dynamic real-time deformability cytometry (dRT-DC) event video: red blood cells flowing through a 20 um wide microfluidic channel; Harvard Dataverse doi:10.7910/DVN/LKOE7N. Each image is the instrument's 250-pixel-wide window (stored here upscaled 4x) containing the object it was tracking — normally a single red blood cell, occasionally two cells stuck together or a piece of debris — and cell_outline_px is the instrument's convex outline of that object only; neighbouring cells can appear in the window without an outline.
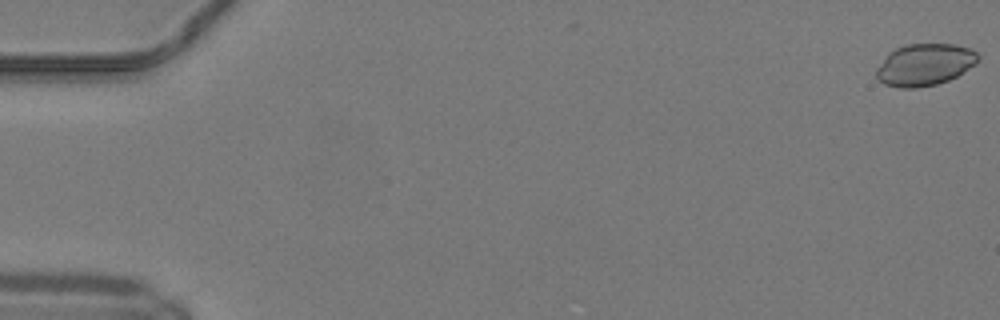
{"species": "common noctule bat (a hibernating species)", "species_latin": "Nyctalus noctula", "temperature_condition": "warm", "stored_images_in_passage": 14, "camera_frame_rate_fps": 3000, "um_per_image_px": 0.085, "animal": {"sex": "male", "body_mass_g": 19.2, "forearm_length_mm": 51.8}, "frame": {"image": 1, "passage_image": 1, "time_ms": 0.0, "image_size_px": [1000, 320], "cell_outline_px": [[980, 56], [976, 64], [956, 76], [948, 80], [936, 84], [916, 88], [900, 88], [884, 84], [876, 80], [876, 68], [888, 52], [904, 44], [952, 44], [968, 48], [976, 52]], "centroid_in_image_um": [78.56, 5.5], "position_along_channel_um": 6.4, "area_um2": 24.97}}
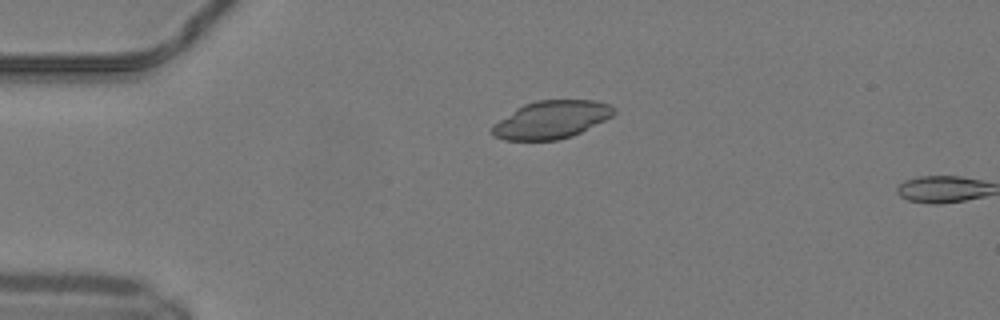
{"frame": {"image": 2, "passage_image": 13, "time_ms": 4.0, "image_size_px": [1000, 320], "cell_outline_px": [[616, 112], [612, 116], [572, 136], [556, 140], [504, 140], [488, 132], [492, 124], [516, 108], [524, 104], [536, 100], [596, 100], [608, 104], [616, 108]], "centroid_in_image_um": [46.83, 10.17], "position_along_channel_um": 38.2, "area_um2": 26.88}}